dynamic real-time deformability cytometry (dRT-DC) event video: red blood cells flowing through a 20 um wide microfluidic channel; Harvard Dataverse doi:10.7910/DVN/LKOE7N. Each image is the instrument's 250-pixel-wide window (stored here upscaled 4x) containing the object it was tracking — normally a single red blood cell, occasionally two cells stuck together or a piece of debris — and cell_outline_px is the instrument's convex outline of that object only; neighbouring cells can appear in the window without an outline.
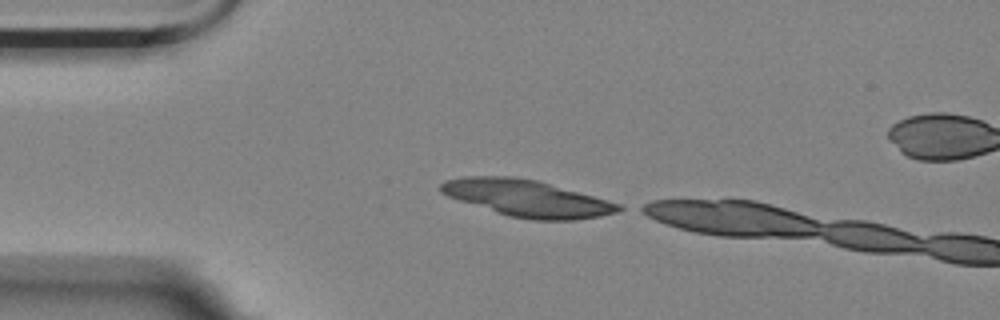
{"species": "Egyptian fruit bat (a non-hibernating species)", "species_latin": "Rousettus aegyptiacus", "temperature_condition": "room temperature", "stored_images_in_passage": 4, "camera_frame_rate_fps": 3000, "um_per_image_px": 0.085, "animal": {"sex": "female"}, "frame": {"image": 1, "passage_image": 1, "time_ms": 0.0, "image_size_px": [1000, 320], "cell_outline_px": [[624, 208], [616, 212], [600, 216], [576, 220], [532, 220], [508, 216], [448, 196], [440, 192], [440, 184], [444, 180], [464, 176], [512, 176], [536, 180], [608, 200], [620, 204]], "centroid_in_image_um": [44.79, 16.85], "position_along_channel_um": 40.2, "area_um2": 37.74}}